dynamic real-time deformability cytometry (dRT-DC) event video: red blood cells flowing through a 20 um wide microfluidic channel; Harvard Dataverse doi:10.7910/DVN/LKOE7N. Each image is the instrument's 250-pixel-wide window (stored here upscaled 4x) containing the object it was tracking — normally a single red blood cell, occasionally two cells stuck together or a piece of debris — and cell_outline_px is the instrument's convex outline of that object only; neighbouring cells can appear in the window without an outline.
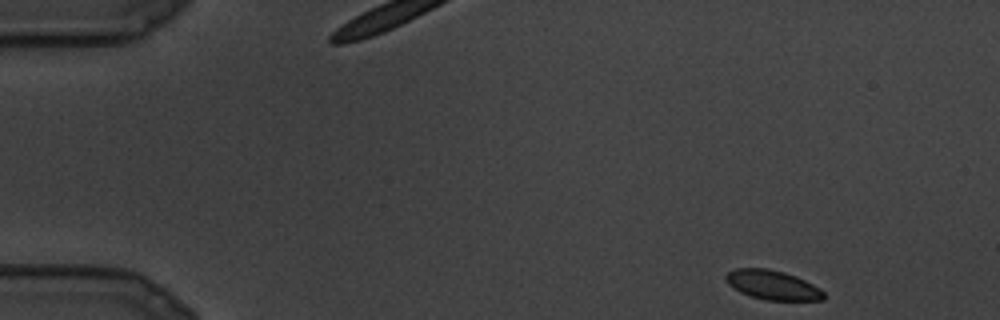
{"species": "common noctule bat (a hibernating species)", "species_latin": "Nyctalus noctula", "temperature_condition": "cold", "stored_images_in_passage": 17, "camera_frame_rate_fps": 3000, "um_per_image_px": 0.085, "animal": {"sex": "male", "body_mass_g": 19.5, "forearm_length_mm": 54.6}, "frame": {"image": 1, "passage_image": 1, "time_ms": 0.0, "image_size_px": [1000, 320], "cell_outline_px": [[824, 300], [764, 300], [740, 292], [728, 284], [724, 276], [728, 272], [736, 268], [768, 268], [784, 272], [796, 276], [820, 288], [824, 292]], "centroid_in_image_um": [65.66, 24.22], "position_along_channel_um": 19.3, "area_um2": 16.7}}
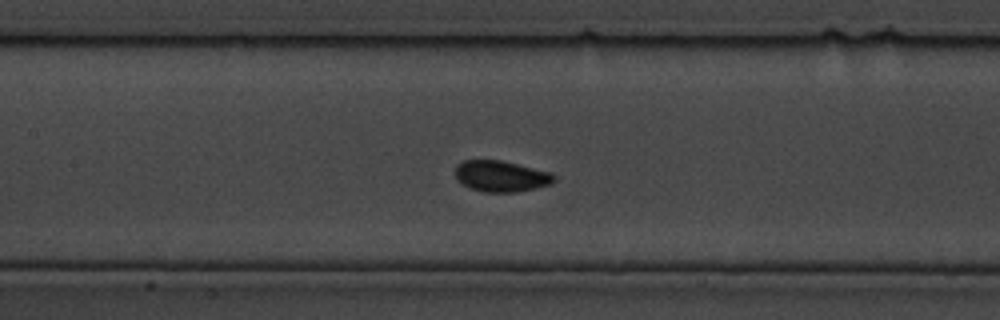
{"frame": {"image": 2, "passage_image": 11, "time_ms": 3.333, "image_size_px": [1000, 320], "cell_outline_px": [[556, 180], [552, 184], [516, 192], [484, 192], [472, 188], [456, 180], [456, 164], [464, 160], [500, 160], [552, 172], [556, 176]], "centroid_in_image_um": [42.62, 14.97], "position_along_channel_um": 164.8, "area_um2": 17.92}}
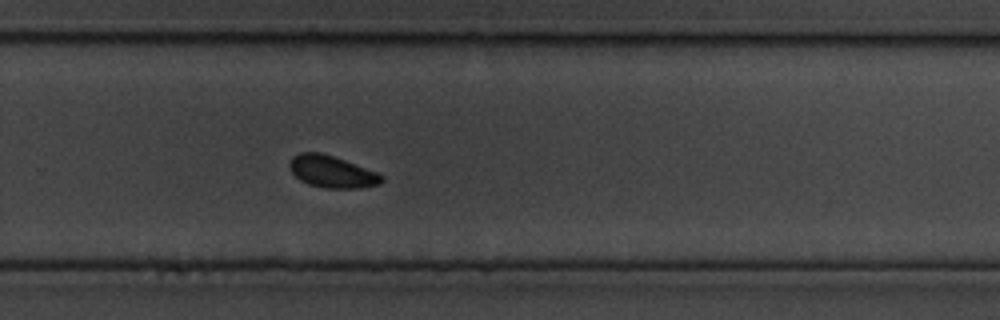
{"frame": {"image": 3, "passage_image": 17, "time_ms": 5.333, "image_size_px": [1000, 320], "cell_outline_px": [[384, 180], [380, 184], [360, 188], [324, 188], [308, 184], [300, 180], [288, 168], [288, 164], [292, 156], [300, 152], [320, 152], [344, 160], [376, 172], [384, 176]], "centroid_in_image_um": [28.18, 14.6], "position_along_channel_um": 301.6, "area_um2": 17.17}}